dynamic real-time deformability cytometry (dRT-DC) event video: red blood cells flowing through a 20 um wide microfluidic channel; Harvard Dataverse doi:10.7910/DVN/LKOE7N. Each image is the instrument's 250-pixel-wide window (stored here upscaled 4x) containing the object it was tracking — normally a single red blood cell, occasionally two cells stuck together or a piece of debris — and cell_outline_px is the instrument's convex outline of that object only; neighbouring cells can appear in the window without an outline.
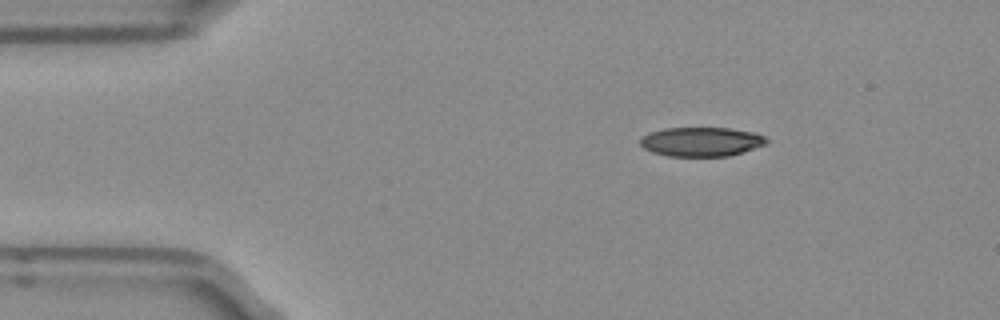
{"species": "Egyptian fruit bat (a non-hibernating species)", "species_latin": "Rousettus aegyptiacus", "temperature_condition": "room temperature", "stored_images_in_passage": 4, "camera_frame_rate_fps": 3000, "um_per_image_px": 0.085, "frame": {"image": 1, "passage_image": 1, "time_ms": 0.0, "image_size_px": [1000, 320], "cell_outline_px": [[768, 144], [728, 156], [668, 156], [652, 152], [644, 148], [640, 144], [640, 140], [644, 136], [652, 132], [664, 128], [728, 128], [756, 132], [764, 136], [768, 140]], "centroid_in_image_um": [59.65, 12.04], "position_along_channel_um": 25.4, "area_um2": 21.44}}
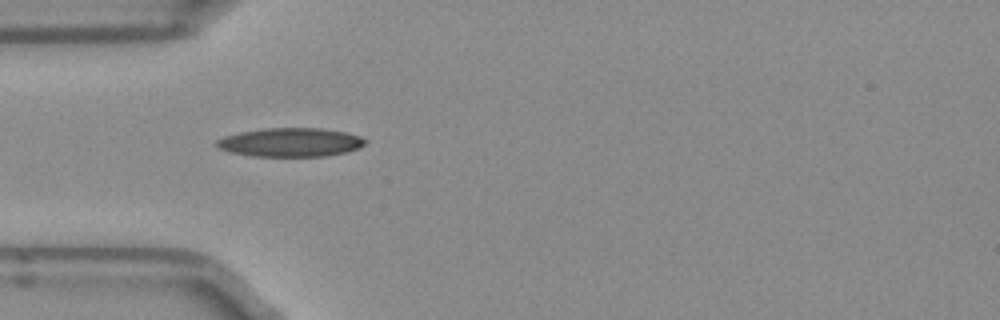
{"frame": {"image": 2, "passage_image": 3, "time_ms": 0.667, "image_size_px": [1000, 320], "cell_outline_px": [[368, 140], [364, 144], [356, 148], [344, 152], [324, 156], [252, 156], [232, 152], [220, 148], [216, 144], [216, 140], [224, 136], [240, 132], [264, 128], [320, 128], [344, 132], [360, 136]], "centroid_in_image_um": [24.68, 12.09], "position_along_channel_um": 60.3, "area_um2": 24.62}}
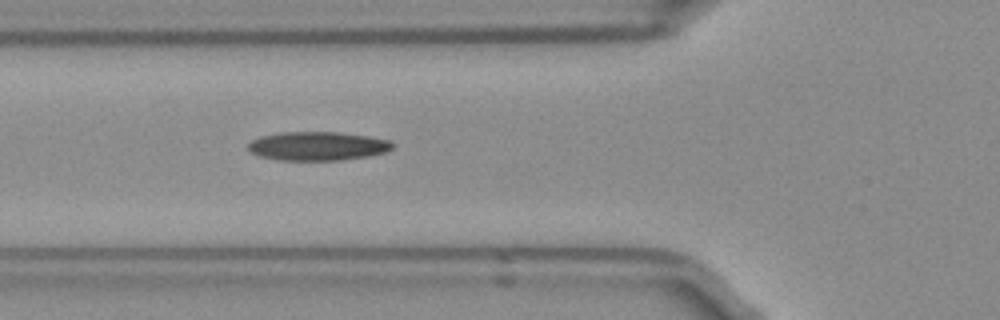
{"frame": {"image": 3, "passage_image": 4, "time_ms": 1.0, "image_size_px": [1000, 320], "cell_outline_px": [[396, 144], [392, 148], [384, 152], [368, 156], [340, 160], [276, 160], [260, 156], [252, 152], [248, 148], [248, 144], [252, 140], [260, 136], [280, 132], [340, 132], [368, 136], [392, 140]], "centroid_in_image_um": [27.02, 12.41], "position_along_channel_um": 98.8, "area_um2": 24.33}}